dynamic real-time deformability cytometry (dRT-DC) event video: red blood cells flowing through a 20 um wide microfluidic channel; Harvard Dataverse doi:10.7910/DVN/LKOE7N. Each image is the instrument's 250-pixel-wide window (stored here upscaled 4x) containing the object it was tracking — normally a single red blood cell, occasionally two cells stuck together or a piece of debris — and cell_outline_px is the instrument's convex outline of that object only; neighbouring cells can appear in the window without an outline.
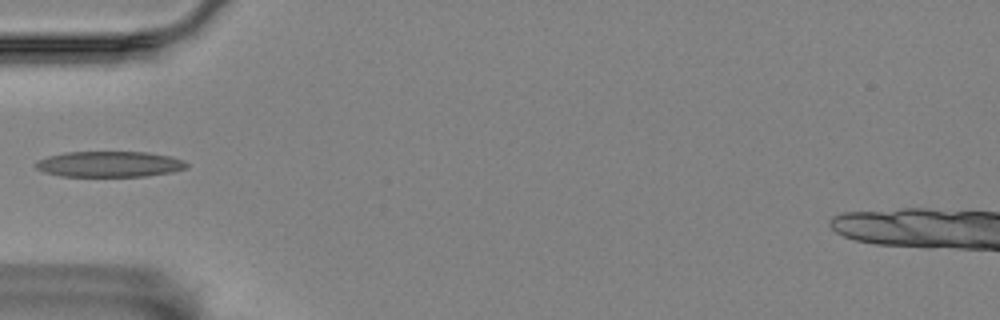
{"species": "Egyptian fruit bat (a non-hibernating species)", "species_latin": "Rousettus aegyptiacus", "temperature_condition": "room temperature", "stored_images_in_passage": 6, "camera_frame_rate_fps": 3000, "um_per_image_px": 0.085, "animal": {"sex": "female"}, "frame": {"image": 1, "passage_image": 5, "time_ms": 1.333, "image_size_px": [1000, 320], "cell_outline_px": [[188, 168], [172, 172], [148, 176], [60, 176], [44, 172], [36, 168], [36, 160], [48, 156], [64, 152], [148, 152], [172, 156], [184, 160], [188, 164]], "centroid_in_image_um": [9.33, 13.95], "position_along_channel_um": 75.7, "area_um2": 22.83}}
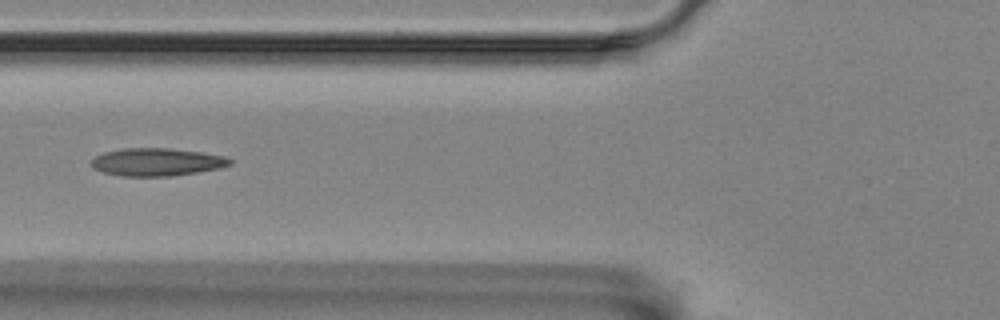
{"frame": {"image": 2, "passage_image": 6, "time_ms": 1.667, "image_size_px": [1000, 320], "cell_outline_px": [[232, 164], [220, 168], [172, 176], [120, 176], [104, 172], [92, 168], [88, 164], [96, 156], [104, 152], [124, 148], [168, 148], [200, 152], [224, 156], [232, 160]], "centroid_in_image_um": [13.3, 13.77], "position_along_channel_um": 112.5, "area_um2": 22.43}}